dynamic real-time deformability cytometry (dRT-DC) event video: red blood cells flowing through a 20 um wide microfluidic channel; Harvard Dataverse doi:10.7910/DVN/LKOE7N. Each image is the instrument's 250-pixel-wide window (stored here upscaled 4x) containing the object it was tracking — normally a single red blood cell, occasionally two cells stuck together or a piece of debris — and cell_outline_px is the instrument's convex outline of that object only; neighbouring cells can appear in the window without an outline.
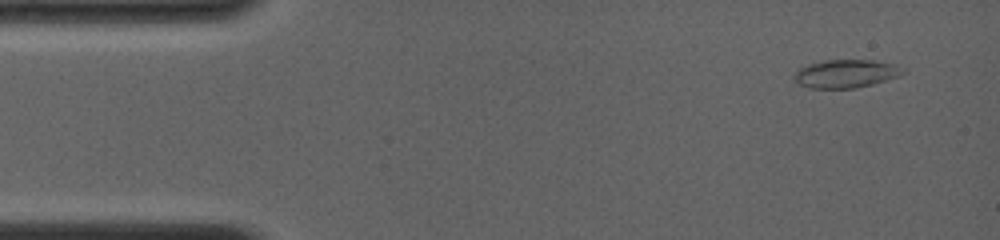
{"species": "common noctule bat (a hibernating species)", "species_latin": "Nyctalus noctula", "temperature_condition": "room temperature", "stored_images_in_passage": 30, "camera_frame_rate_fps": 4000, "um_per_image_px": 0.085, "animal": {"sex": "female", "body_mass_g": 19.0, "forearm_length_mm": 56.7}, "frame": {"image": 1, "passage_image": 2, "time_ms": 0.75, "image_size_px": [1000, 240], "cell_outline_px": [[896, 76], [872, 84], [856, 88], [808, 88], [800, 84], [792, 76], [800, 68], [808, 64], [824, 60], [872, 60], [892, 64]], "centroid_in_image_um": [71.7, 6.27], "position_along_channel_um": 13.3, "area_um2": 16.99}}
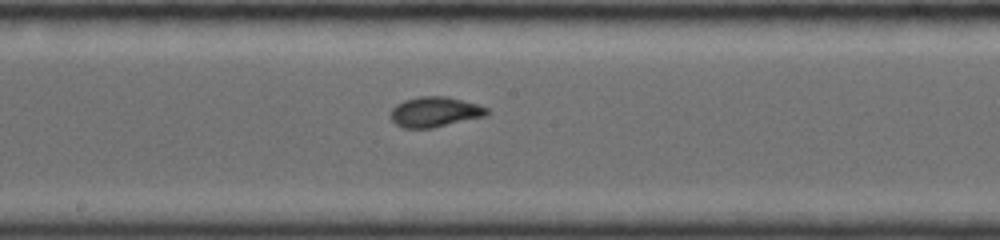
{"frame": {"image": 2, "passage_image": 15, "time_ms": 8.0, "image_size_px": [1000, 240], "cell_outline_px": [[492, 112], [488, 116], [432, 128], [404, 128], [396, 124], [388, 116], [392, 108], [396, 104], [404, 100], [420, 96], [444, 96], [476, 104], [488, 108]], "centroid_in_image_um": [36.97, 9.52], "position_along_channel_um": 211.2, "area_um2": 17.11}}
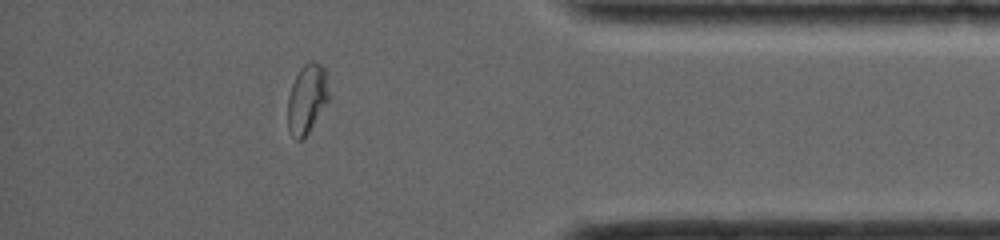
{"frame": {"image": 3, "passage_image": 26, "time_ms": 13.25, "image_size_px": [1000, 240], "cell_outline_px": [[328, 100], [304, 140], [296, 140], [292, 136], [288, 128], [288, 96], [292, 84], [300, 68], [308, 60], [312, 60], [320, 64], [324, 68], [328, 92]], "centroid_in_image_um": [26.07, 8.42], "position_along_channel_um": 409.1, "area_um2": 16.47}, "authors_computed_cell_mechanics": {"area_um2": 16.7909, "velocity_mm_per_s": 4.0771, "shape_relaxation_time_tau1_ms": 8.7121, "shape_relaxation_time_tau2_ms": null, "deformation_change_tau1": 0.2611, "deformation_change_tau2": null}}